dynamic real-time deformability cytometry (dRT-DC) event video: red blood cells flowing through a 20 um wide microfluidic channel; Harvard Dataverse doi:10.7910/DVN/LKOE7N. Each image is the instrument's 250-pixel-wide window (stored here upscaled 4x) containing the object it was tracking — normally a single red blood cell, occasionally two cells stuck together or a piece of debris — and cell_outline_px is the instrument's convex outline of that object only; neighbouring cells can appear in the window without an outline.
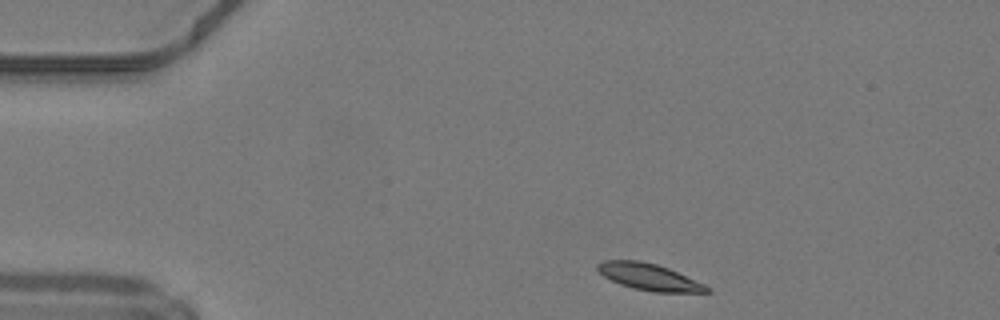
{"species": "common noctule bat (a hibernating species)", "species_latin": "Nyctalus noctula", "temperature_condition": "warm", "stored_images_in_passage": 41, "camera_frame_rate_fps": 3000, "um_per_image_px": 0.085, "animal": {"sex": "male", "body_mass_g": 19.2, "forearm_length_mm": 51.8}, "frame": {"image": 1, "passage_image": 1, "time_ms": 0.0, "image_size_px": [1000, 320], "cell_outline_px": [[712, 292], [652, 292], [632, 288], [620, 284], [604, 276], [596, 268], [596, 264], [604, 260], [640, 260], [656, 264], [668, 268], [704, 284]], "centroid_in_image_um": [55.14, 23.53], "position_along_channel_um": 29.9, "area_um2": 16.82}}
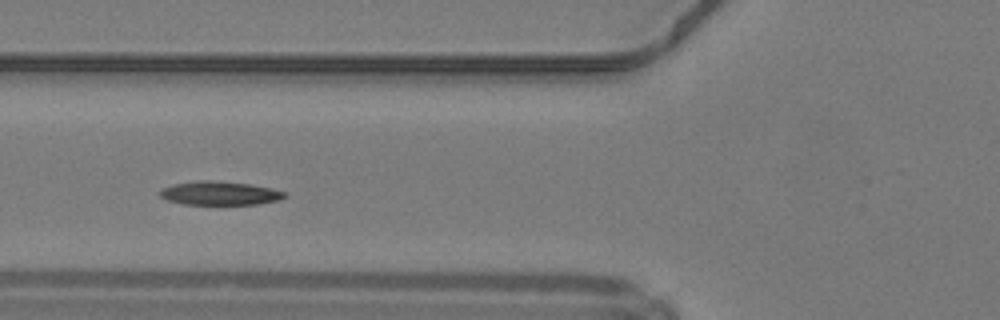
{"frame": {"image": 2, "passage_image": 11, "time_ms": 3.333, "image_size_px": [1000, 320], "cell_outline_px": [[288, 196], [280, 200], [260, 204], [184, 204], [168, 200], [160, 196], [160, 192], [164, 188], [172, 184], [204, 180], [208, 180], [248, 184], [272, 188], [284, 192]], "centroid_in_image_um": [18.72, 16.43], "position_along_channel_um": 107.1, "area_um2": 16.99}}
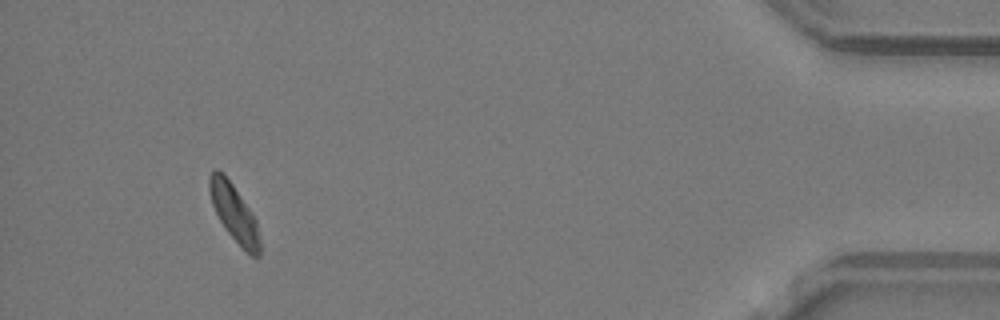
{"frame": {"image": 3, "passage_image": 38, "time_ms": 12.333, "image_size_px": [1000, 320], "cell_outline_px": [[260, 256], [252, 256], [224, 228], [212, 204], [208, 188], [208, 176], [212, 168], [216, 168], [224, 172], [252, 212], [256, 220], [260, 240]], "centroid_in_image_um": [19.87, 18.01], "position_along_channel_um": 415.3, "area_um2": 16.76}, "authors_computed_cell_mechanics": {"area_um2": 17.34, "velocity_mm_per_s": 4.183, "shape_relaxation_time_tau1_ms": 4.0118, "shape_relaxation_time_tau2_ms": null, "deformation_change_tau1": 0.1215, "deformation_change_tau2": null}}